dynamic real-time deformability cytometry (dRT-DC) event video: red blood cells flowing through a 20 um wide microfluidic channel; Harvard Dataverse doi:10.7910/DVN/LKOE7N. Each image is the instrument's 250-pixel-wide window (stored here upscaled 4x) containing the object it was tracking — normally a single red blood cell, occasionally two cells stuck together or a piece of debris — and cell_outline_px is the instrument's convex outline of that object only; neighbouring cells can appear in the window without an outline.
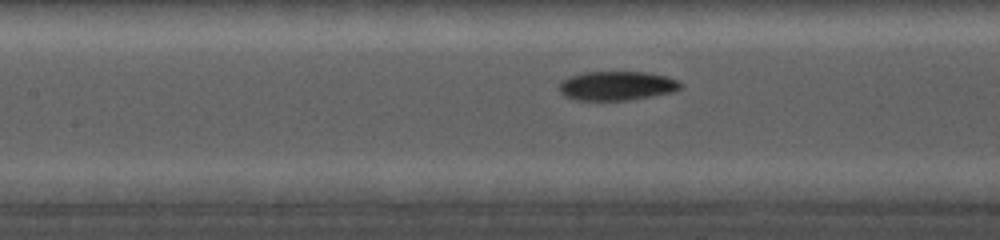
{"species": "common noctule bat (a hibernating species)", "species_latin": "Nyctalus noctula", "temperature_condition": "cold", "stored_images_in_passage": 24, "camera_frame_rate_fps": 5000, "um_per_image_px": 0.085, "animal": {"sex": "female", "body_mass_g": 19.0, "forearm_length_mm": 56.7}, "frame": {"image": 1, "passage_image": 14, "time_ms": 4.2, "image_size_px": [1000, 240], "cell_outline_px": [[684, 88], [672, 92], [652, 96], [628, 100], [576, 100], [564, 96], [560, 92], [560, 80], [568, 76], [584, 72], [644, 72], [664, 76], [676, 80], [684, 84]], "centroid_in_image_um": [52.42, 7.29], "position_along_channel_um": 155.0, "area_um2": 20.69}}
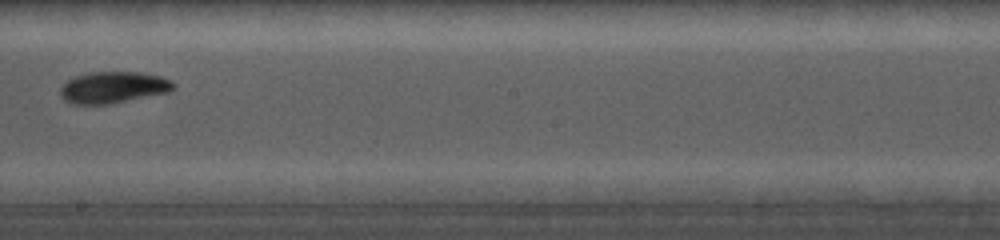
{"frame": {"image": 2, "passage_image": 18, "time_ms": 6.4, "image_size_px": [1000, 240], "cell_outline_px": [[176, 88], [168, 92], [112, 104], [72, 104], [64, 100], [60, 96], [60, 88], [68, 80], [76, 76], [92, 72], [140, 72], [160, 76], [172, 80], [176, 84]], "centroid_in_image_um": [9.65, 7.43], "position_along_channel_um": 238.6, "area_um2": 20.92}}
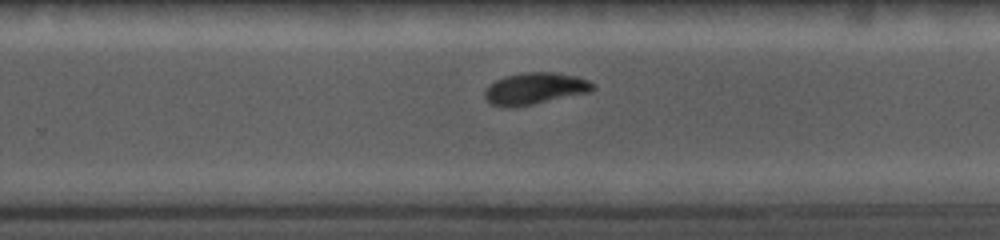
{"frame": {"image": 3, "passage_image": 21, "time_ms": 7.6, "image_size_px": [1000, 240], "cell_outline_px": [[596, 88], [588, 92], [532, 104], [512, 108], [504, 108], [492, 104], [484, 100], [484, 92], [488, 84], [504, 76], [524, 72], [552, 72], [576, 76], [588, 80], [596, 84]], "centroid_in_image_um": [45.42, 7.53], "position_along_channel_um": 284.4, "area_um2": 20.11}}